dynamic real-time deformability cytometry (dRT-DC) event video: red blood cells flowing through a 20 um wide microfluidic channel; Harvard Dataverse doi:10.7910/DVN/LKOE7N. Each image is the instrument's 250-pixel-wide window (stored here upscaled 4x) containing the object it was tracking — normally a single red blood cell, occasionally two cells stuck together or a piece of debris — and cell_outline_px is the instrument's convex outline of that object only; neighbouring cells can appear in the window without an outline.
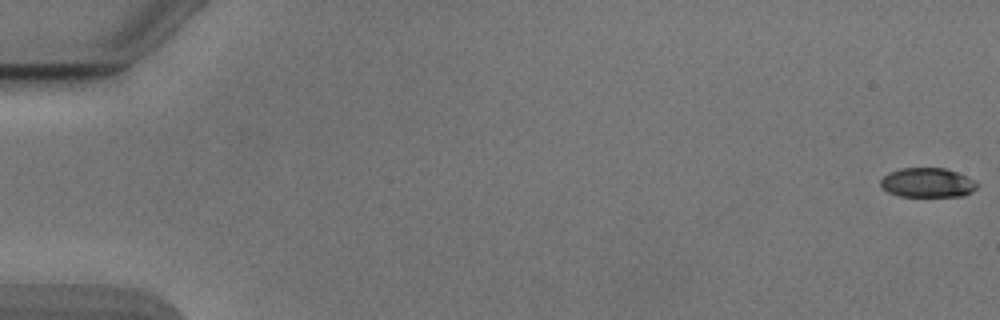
{"species": "Egyptian fruit bat (a non-hibernating species)", "species_latin": "Rousettus aegyptiacus", "temperature_condition": "cold", "stored_images_in_passage": 54, "camera_frame_rate_fps": 3000, "um_per_image_px": 0.085, "animal": {"sex": "male"}, "frame": {"image": 1, "passage_image": 1, "time_ms": 0.0, "image_size_px": [1000, 320], "cell_outline_px": [[980, 184], [972, 192], [964, 196], [900, 196], [888, 192], [880, 184], [880, 180], [888, 172], [900, 168], [944, 168], [956, 172], [976, 180]], "centroid_in_image_um": [78.86, 15.52], "position_along_channel_um": 6.1, "area_um2": 16.65}}
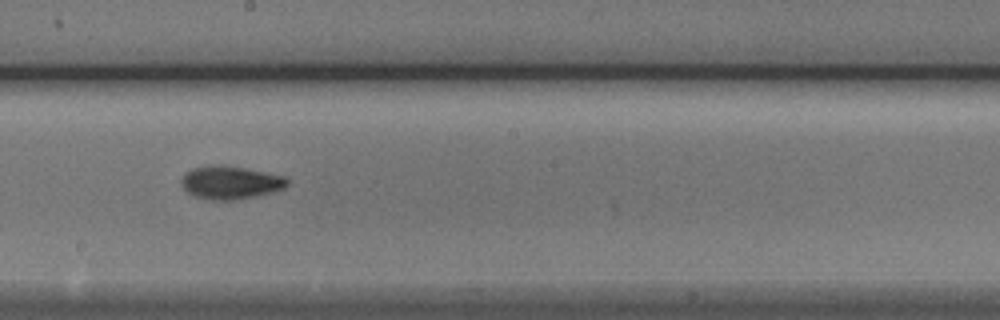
{"frame": {"image": 2, "passage_image": 31, "time_ms": 10.0, "image_size_px": [1000, 320], "cell_outline_px": [[288, 184], [284, 188], [272, 192], [240, 200], [208, 200], [196, 196], [188, 192], [180, 184], [180, 180], [192, 168], [208, 164], [224, 164], [284, 176], [288, 180]], "centroid_in_image_um": [19.57, 15.51], "position_along_channel_um": 228.6, "area_um2": 20.58}}
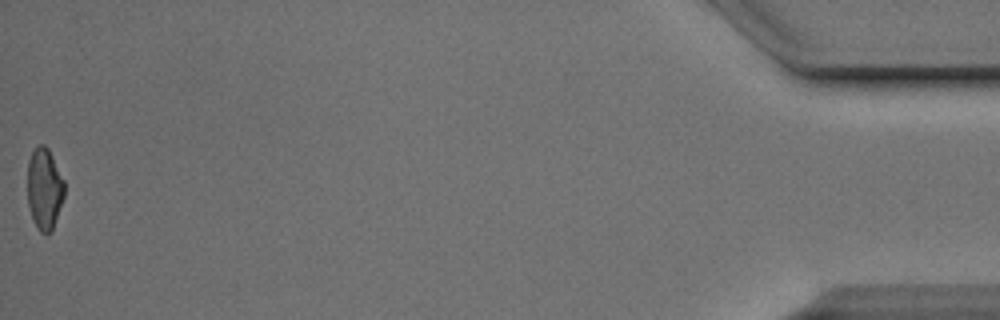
{"frame": {"image": 3, "passage_image": 54, "time_ms": 17.667, "image_size_px": [1000, 320], "cell_outline_px": [[64, 196], [52, 232], [48, 236], [40, 232], [36, 228], [32, 220], [28, 204], [28, 160], [32, 152], [40, 144], [44, 144], [48, 148], [64, 180]], "centroid_in_image_um": [3.77, 16.1], "position_along_channel_um": 431.4, "area_um2": 17.69}, "authors_computed_cell_mechanics": {"area_um2": 18.4093, "velocity_mm_per_s": 3.9007, "shape_relaxation_time_tau1_ms": 3.7269, "shape_relaxation_time_tau2_ms": 2.7172, "deformation_change_tau1": 0.1511, "deformation_change_tau2": 0.0827}}